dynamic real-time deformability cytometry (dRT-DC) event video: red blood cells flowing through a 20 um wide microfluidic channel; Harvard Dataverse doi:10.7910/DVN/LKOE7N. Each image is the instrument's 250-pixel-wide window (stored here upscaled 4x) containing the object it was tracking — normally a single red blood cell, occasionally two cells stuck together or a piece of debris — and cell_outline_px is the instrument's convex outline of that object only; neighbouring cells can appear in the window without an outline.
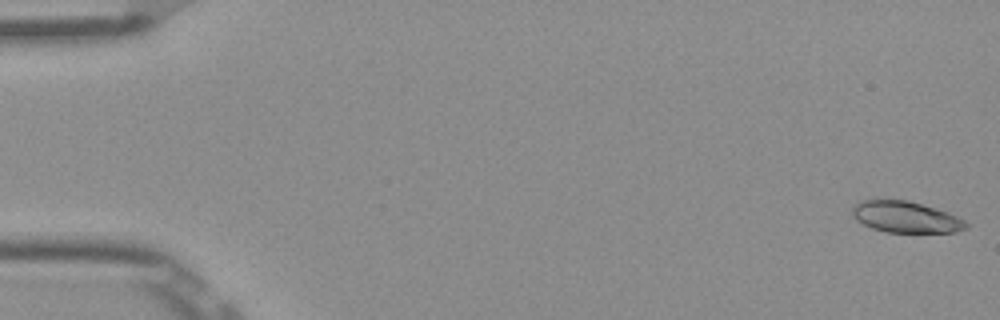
{"species": "Egyptian fruit bat (a non-hibernating species)", "species_latin": "Rousettus aegyptiacus", "temperature_condition": "room temperature", "stored_images_in_passage": 52, "camera_frame_rate_fps": 3000, "um_per_image_px": 0.085, "frame": {"image": 1, "passage_image": 1, "time_ms": 0.0, "image_size_px": [1000, 320], "cell_outline_px": [[968, 228], [956, 232], [888, 232], [872, 228], [856, 220], [852, 216], [852, 208], [860, 200], [908, 200], [936, 208], [948, 212], [964, 220], [968, 224]], "centroid_in_image_um": [77.0, 18.44], "position_along_channel_um": 8.0, "area_um2": 20.69}}
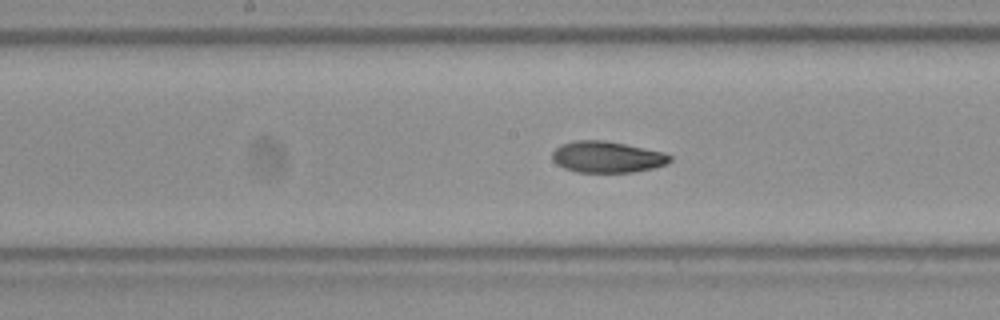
{"frame": {"image": 2, "passage_image": 27, "time_ms": 8.667, "image_size_px": [1000, 320], "cell_outline_px": [[672, 160], [668, 164], [652, 168], [632, 172], [576, 172], [564, 168], [556, 164], [552, 160], [552, 152], [560, 144], [572, 140], [604, 140], [664, 152], [672, 156]], "centroid_in_image_um": [51.58, 13.34], "position_along_channel_um": 196.6, "area_um2": 21.62}}
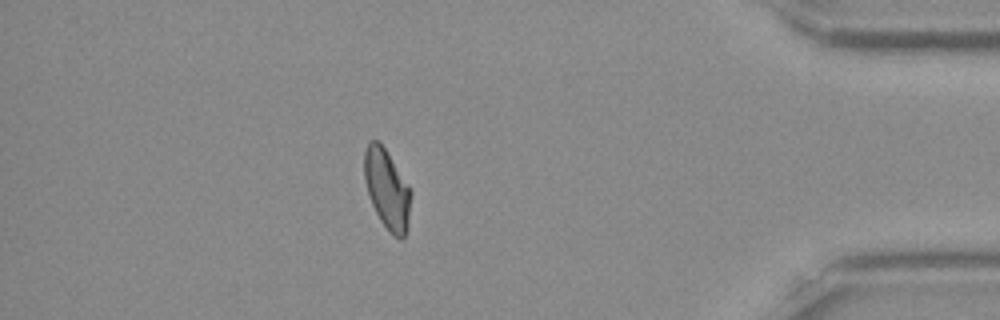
{"frame": {"image": 3, "passage_image": 46, "time_ms": 15.0, "image_size_px": [1000, 320], "cell_outline_px": [[412, 196], [408, 228], [404, 236], [400, 240], [392, 236], [380, 220], [372, 204], [364, 180], [364, 152], [368, 140], [380, 140], [408, 184], [412, 192]], "centroid_in_image_um": [32.91, 16.08], "position_along_channel_um": 402.3, "area_um2": 22.02}, "authors_computed_cell_mechanics": {"area_um2": 21.5305, "velocity_mm_per_s": 3.8896, "shape_relaxation_time_tau1_ms": 5.0233, "shape_relaxation_time_tau2_ms": 2.8261, "deformation_change_tau1": 0.142, "deformation_change_tau2": 0.0813}}